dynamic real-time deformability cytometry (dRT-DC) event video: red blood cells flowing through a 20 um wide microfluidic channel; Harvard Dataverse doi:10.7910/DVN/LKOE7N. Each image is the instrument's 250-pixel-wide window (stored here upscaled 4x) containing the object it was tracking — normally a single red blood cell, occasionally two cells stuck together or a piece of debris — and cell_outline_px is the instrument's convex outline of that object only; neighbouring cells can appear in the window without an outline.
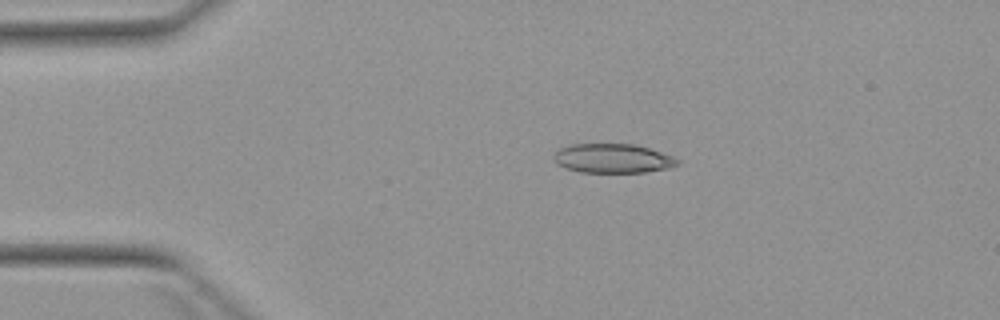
{"species": "Egyptian fruit bat (a non-hibernating species)", "species_latin": "Rousettus aegyptiacus", "temperature_condition": "warm", "stored_images_in_passage": 3, "camera_frame_rate_fps": 3000, "um_per_image_px": 0.085, "animal": {"sex": "female"}, "frame": {"image": 1, "passage_image": 1, "time_ms": 0.0, "image_size_px": [1000, 320], "cell_outline_px": [[680, 164], [668, 168], [644, 172], [580, 172], [564, 168], [556, 164], [552, 156], [560, 148], [572, 144], [636, 144], [672, 156], [680, 160]], "centroid_in_image_um": [52.06, 13.46], "position_along_channel_um": 32.9, "area_um2": 21.1}}